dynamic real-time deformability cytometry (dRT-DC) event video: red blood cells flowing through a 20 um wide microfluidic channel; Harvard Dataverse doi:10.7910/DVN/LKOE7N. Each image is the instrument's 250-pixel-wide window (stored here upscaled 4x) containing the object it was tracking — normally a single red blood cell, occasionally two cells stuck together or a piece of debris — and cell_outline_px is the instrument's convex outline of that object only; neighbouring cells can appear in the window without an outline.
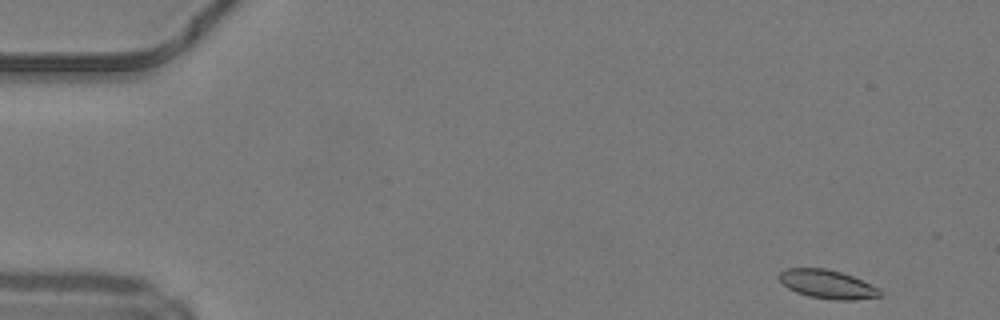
{"species": "common noctule bat (a hibernating species)", "species_latin": "Nyctalus noctula", "temperature_condition": "warm", "stored_images_in_passage": 46, "camera_frame_rate_fps": 3000, "um_per_image_px": 0.085, "animal": {"sex": "male", "body_mass_g": 19.2, "forearm_length_mm": 51.8}, "frame": {"image": 1, "passage_image": 1, "time_ms": 0.0, "image_size_px": [1000, 320], "cell_outline_px": [[884, 296], [856, 300], [836, 300], [808, 296], [796, 292], [788, 288], [776, 276], [784, 268], [824, 268], [840, 272], [852, 276], [880, 288], [884, 292]], "centroid_in_image_um": [70.36, 24.17], "position_along_channel_um": 14.6, "area_um2": 17.05}}
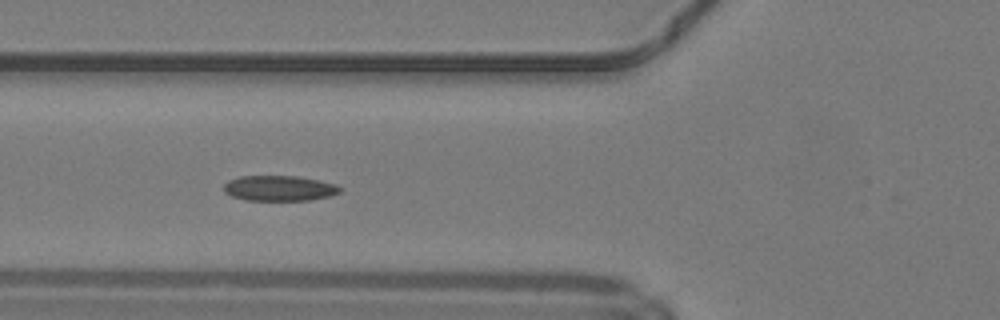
{"frame": {"image": 2, "passage_image": 16, "time_ms": 5.0, "image_size_px": [1000, 320], "cell_outline_px": [[344, 188], [340, 192], [328, 196], [308, 200], [244, 200], [232, 196], [224, 192], [224, 184], [228, 180], [240, 176], [296, 176], [320, 180], [336, 184]], "centroid_in_image_um": [23.74, 15.99], "position_along_channel_um": 102.1, "area_um2": 17.22}}
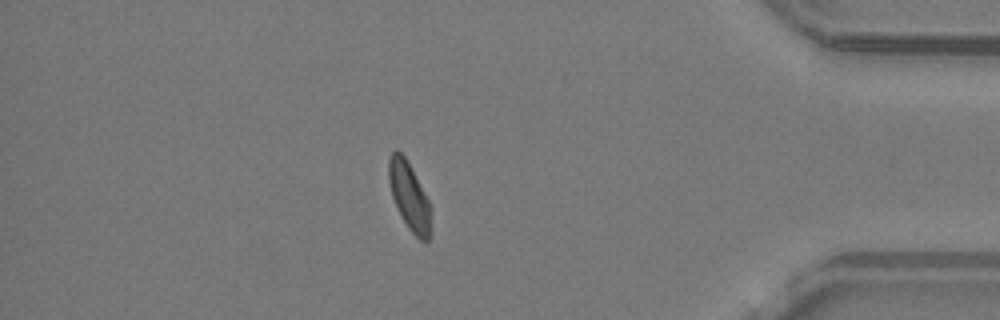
{"frame": {"image": 3, "passage_image": 40, "time_ms": 13.0, "image_size_px": [1000, 320], "cell_outline_px": [[432, 236], [428, 240], [420, 240], [408, 228], [400, 216], [392, 196], [388, 180], [388, 160], [392, 152], [396, 148], [404, 156], [428, 200], [432, 232]], "centroid_in_image_um": [34.77, 16.71], "position_along_channel_um": 400.4, "area_um2": 16.47}, "authors_computed_cell_mechanics": {"area_um2": 17.2533, "velocity_mm_per_s": 4.212, "shape_relaxation_time_tau1_ms": 5.8461, "shape_relaxation_time_tau2_ms": 3.0347, "deformation_change_tau1": 0.1497, "deformation_change_tau2": 0.0757}}